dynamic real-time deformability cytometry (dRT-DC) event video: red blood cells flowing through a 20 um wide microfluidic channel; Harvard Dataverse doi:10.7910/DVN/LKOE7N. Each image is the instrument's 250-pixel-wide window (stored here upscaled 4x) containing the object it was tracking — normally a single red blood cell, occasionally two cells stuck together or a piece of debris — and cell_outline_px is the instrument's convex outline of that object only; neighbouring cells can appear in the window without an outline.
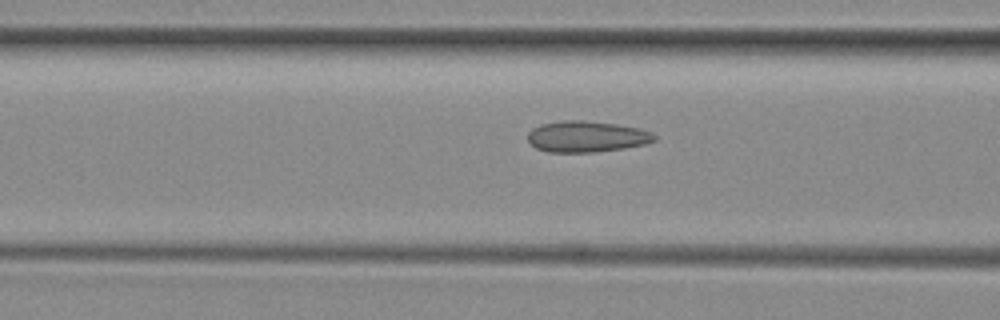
{"species": "common noctule bat (a hibernating species)", "species_latin": "Nyctalus noctula", "temperature_condition": "room temperature", "stored_images_in_passage": 7, "camera_frame_rate_fps": 3000, "um_per_image_px": 0.085, "animal": {"sex": "female", "body_mass_g": 29.2, "forearm_length_mm": 56.3}, "frame": {"image": 1, "passage_image": 5, "time_ms": 1.333, "image_size_px": [1000, 320], "cell_outline_px": [[656, 140], [644, 144], [624, 148], [596, 152], [548, 152], [536, 148], [528, 140], [528, 132], [532, 128], [540, 124], [564, 120], [580, 120], [616, 124], [640, 128], [652, 132], [656, 136]], "centroid_in_image_um": [49.86, 11.61], "position_along_channel_um": 116.7, "area_um2": 23.0}}